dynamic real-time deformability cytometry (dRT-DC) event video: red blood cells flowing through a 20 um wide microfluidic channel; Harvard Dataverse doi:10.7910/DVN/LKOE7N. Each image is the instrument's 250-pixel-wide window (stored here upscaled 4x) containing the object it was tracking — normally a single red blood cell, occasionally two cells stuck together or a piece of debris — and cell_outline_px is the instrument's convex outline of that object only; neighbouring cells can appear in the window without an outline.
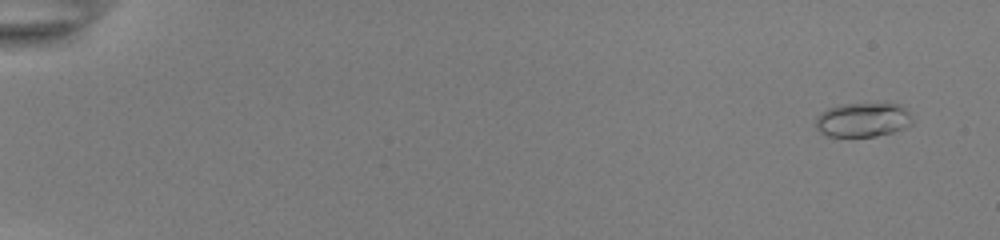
{"species": "common noctule bat (a hibernating species)", "species_latin": "Nyctalus noctula", "temperature_condition": "room temperature", "stored_images_in_passage": 53, "camera_frame_rate_fps": 3000, "um_per_image_px": 0.085, "animal": {"sex": "female", "body_mass_g": 22.0, "forearm_length_mm": 56.7}, "frame": {"image": 1, "passage_image": 2, "time_ms": 0.333, "image_size_px": [1000, 240], "cell_outline_px": [[912, 124], [904, 128], [892, 132], [876, 136], [828, 136], [820, 132], [816, 128], [816, 116], [820, 112], [828, 108], [840, 104], [900, 104], [912, 116]], "centroid_in_image_um": [73.32, 10.18], "position_along_channel_um": 11.7, "area_um2": 19.25}}
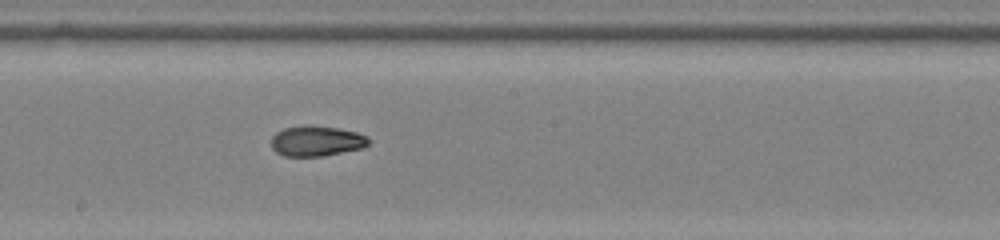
{"frame": {"image": 2, "passage_image": 31, "time_ms": 10.0, "image_size_px": [1000, 240], "cell_outline_px": [[368, 144], [360, 148], [324, 156], [284, 156], [276, 152], [272, 148], [272, 136], [276, 132], [284, 128], [304, 124], [336, 128], [356, 132], [368, 136]], "centroid_in_image_um": [26.86, 11.98], "position_along_channel_um": 221.3, "area_um2": 17.17}}
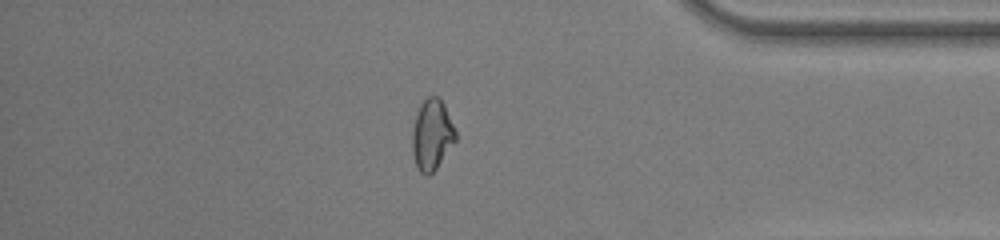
{"frame": {"image": 3, "passage_image": 46, "time_ms": 15.0, "image_size_px": [1000, 240], "cell_outline_px": [[456, 140], [436, 168], [428, 176], [424, 176], [416, 168], [412, 152], [412, 132], [416, 116], [420, 104], [428, 96], [440, 96], [444, 104], [456, 132]], "centroid_in_image_um": [36.7, 11.47], "position_along_channel_um": 398.5, "area_um2": 17.86}, "authors_computed_cell_mechanics": {"area_um2": 17.5134, "velocity_mm_per_s": 3.9155, "shape_relaxation_time_tau1_ms": 5.09, "shape_relaxation_time_tau2_ms": 1.1765, "deformation_change_tau1": 0.1732, "deformation_change_tau2": 0.0588}}